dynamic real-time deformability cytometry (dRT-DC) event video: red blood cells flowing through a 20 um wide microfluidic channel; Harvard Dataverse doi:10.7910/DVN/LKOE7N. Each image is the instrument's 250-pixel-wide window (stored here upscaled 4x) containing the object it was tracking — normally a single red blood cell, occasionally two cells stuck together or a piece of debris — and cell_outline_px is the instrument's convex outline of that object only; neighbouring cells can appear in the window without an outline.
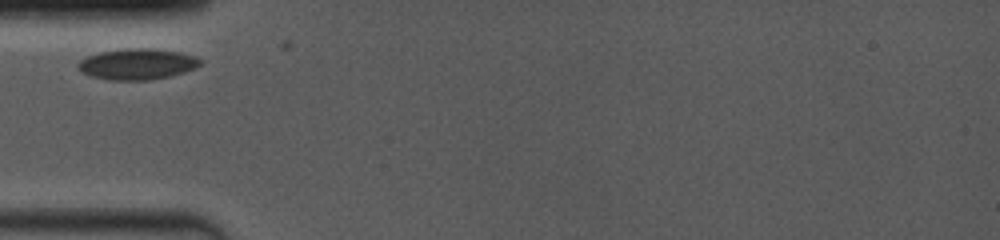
{"species": "common noctule bat (a hibernating species)", "species_latin": "Nyctalus noctula", "temperature_condition": "room temperature", "stored_images_in_passage": 10, "camera_frame_rate_fps": 4000, "um_per_image_px": 0.085, "animal": {"sex": "female", "body_mass_g": 19.0, "forearm_length_mm": 53.3}, "frame": {"image": 1, "passage_image": 1, "time_ms": 0.0, "image_size_px": [1000, 240], "cell_outline_px": [[204, 60], [196, 68], [184, 72], [168, 76], [148, 80], [108, 80], [92, 76], [76, 68], [76, 64], [80, 60], [88, 56], [100, 52], [128, 48], [152, 48], [180, 52], [196, 56]], "centroid_in_image_um": [11.69, 5.44], "position_along_channel_um": 73.3, "area_um2": 22.08}}
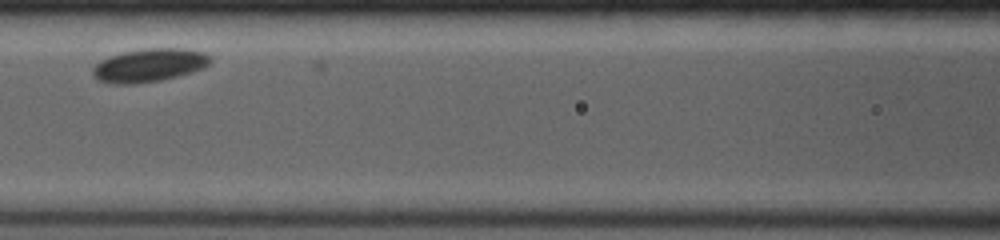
{"frame": {"image": 2, "passage_image": 4, "time_ms": 2.25, "image_size_px": [1000, 240], "cell_outline_px": [[212, 60], [204, 68], [192, 72], [160, 80], [136, 84], [116, 84], [100, 80], [92, 76], [92, 68], [100, 60], [108, 56], [124, 52], [144, 48], [180, 48], [204, 52]], "centroid_in_image_um": [12.66, 5.54], "position_along_channel_um": 153.9, "area_um2": 22.77}}